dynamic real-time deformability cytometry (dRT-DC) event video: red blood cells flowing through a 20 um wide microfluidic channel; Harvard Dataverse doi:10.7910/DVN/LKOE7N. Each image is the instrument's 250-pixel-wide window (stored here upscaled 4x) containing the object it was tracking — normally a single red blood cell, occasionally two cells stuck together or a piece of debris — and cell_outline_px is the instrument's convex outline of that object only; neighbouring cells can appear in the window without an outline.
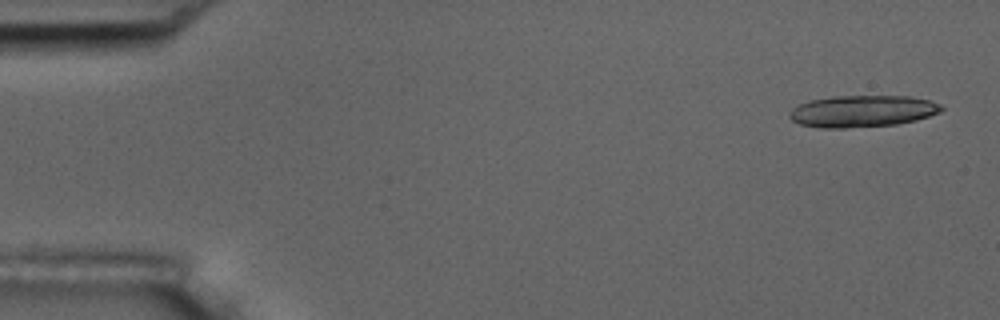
{"species": "common noctule bat (a hibernating species)", "species_latin": "Nyctalus noctula", "temperature_condition": "room temperature", "stored_images_in_passage": 18, "camera_frame_rate_fps": 3000, "um_per_image_px": 0.085, "animal": {"sex": "male", "body_mass_g": 17.5, "forearm_length_mm": 52.3}, "frame": {"image": 1, "passage_image": 2, "time_ms": 0.333, "image_size_px": [1000, 320], "cell_outline_px": [[944, 108], [940, 112], [916, 120], [896, 124], [844, 128], [820, 128], [800, 124], [792, 120], [788, 116], [788, 112], [792, 108], [808, 100], [832, 96], [908, 96], [928, 100], [940, 104]], "centroid_in_image_um": [73.26, 9.45], "position_along_channel_um": 11.7, "area_um2": 28.15}}
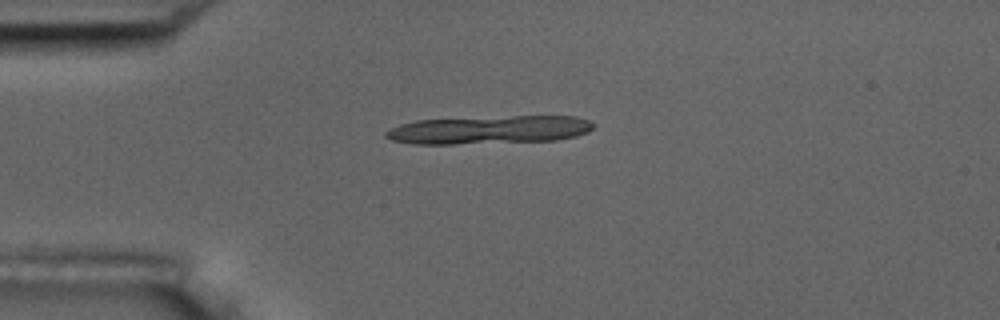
{"frame": {"image": 2, "passage_image": 13, "time_ms": 4.0, "image_size_px": [1000, 320], "cell_outline_px": [[596, 124], [588, 132], [576, 136], [556, 140], [452, 144], [412, 144], [392, 140], [384, 136], [384, 132], [400, 124], [416, 120], [512, 116], [576, 116], [588, 120]], "centroid_in_image_um": [41.59, 11.03], "position_along_channel_um": 43.4, "area_um2": 34.1}}